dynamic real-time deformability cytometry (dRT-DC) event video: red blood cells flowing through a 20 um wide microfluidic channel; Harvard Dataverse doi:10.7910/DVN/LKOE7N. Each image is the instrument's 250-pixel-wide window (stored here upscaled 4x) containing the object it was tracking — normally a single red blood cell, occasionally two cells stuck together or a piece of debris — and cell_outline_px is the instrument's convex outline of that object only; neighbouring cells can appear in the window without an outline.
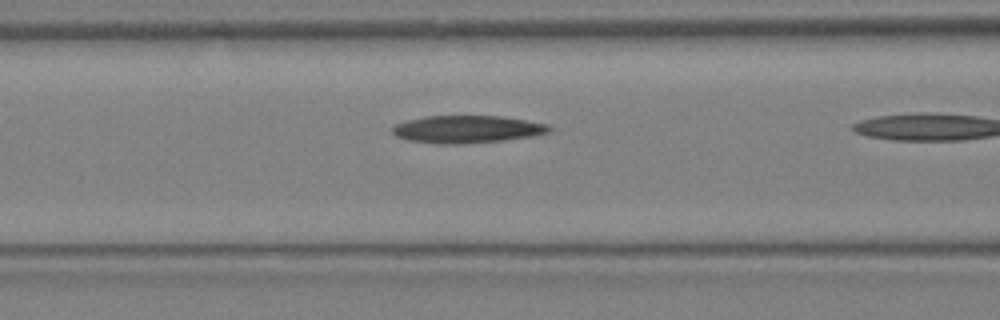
{"species": "Egyptian fruit bat (a non-hibernating species)", "species_latin": "Rousettus aegyptiacus", "temperature_condition": "warm", "stored_images_in_passage": 11, "camera_frame_rate_fps": 3000, "um_per_image_px": 0.085, "animal": {"sex": "female"}, "frame": {"image": 1, "passage_image": 10, "time_ms": 3.0, "image_size_px": [1000, 320], "cell_outline_px": [[552, 128], [548, 132], [532, 136], [504, 140], [460, 144], [440, 144], [408, 140], [396, 136], [392, 132], [392, 128], [396, 124], [408, 120], [424, 116], [500, 116], [548, 124]], "centroid_in_image_um": [39.68, 10.99], "position_along_channel_um": 126.9, "area_um2": 24.97}}